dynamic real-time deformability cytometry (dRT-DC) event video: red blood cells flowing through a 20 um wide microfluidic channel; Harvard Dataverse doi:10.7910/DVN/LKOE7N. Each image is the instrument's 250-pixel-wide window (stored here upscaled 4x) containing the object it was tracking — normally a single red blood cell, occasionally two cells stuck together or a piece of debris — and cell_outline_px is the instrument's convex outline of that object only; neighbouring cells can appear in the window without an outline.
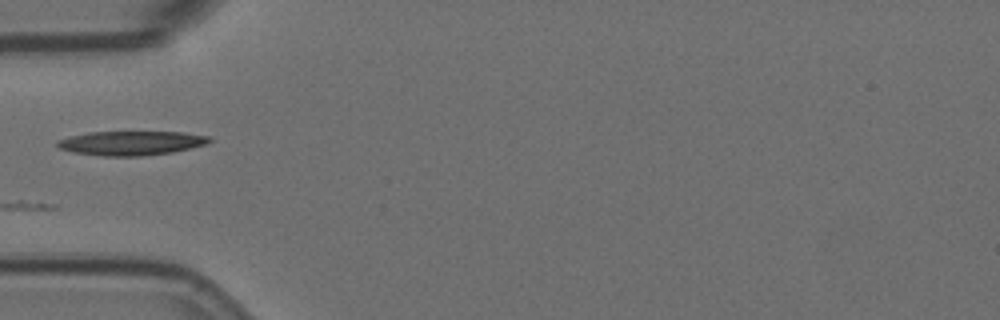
{"species": "Egyptian fruit bat (a non-hibernating species)", "species_latin": "Rousettus aegyptiacus", "temperature_condition": "room temperature", "stored_images_in_passage": 5, "camera_frame_rate_fps": 3000, "um_per_image_px": 0.085, "animal": {"sex": "female"}, "frame": {"image": 1, "passage_image": 5, "time_ms": 1.333, "image_size_px": [1000, 320], "cell_outline_px": [[212, 140], [204, 144], [172, 152], [140, 156], [104, 156], [72, 152], [60, 148], [56, 144], [56, 140], [68, 136], [88, 132], [184, 132], [212, 136]], "centroid_in_image_um": [11.12, 12.15], "position_along_channel_um": 73.9, "area_um2": 21.44}}